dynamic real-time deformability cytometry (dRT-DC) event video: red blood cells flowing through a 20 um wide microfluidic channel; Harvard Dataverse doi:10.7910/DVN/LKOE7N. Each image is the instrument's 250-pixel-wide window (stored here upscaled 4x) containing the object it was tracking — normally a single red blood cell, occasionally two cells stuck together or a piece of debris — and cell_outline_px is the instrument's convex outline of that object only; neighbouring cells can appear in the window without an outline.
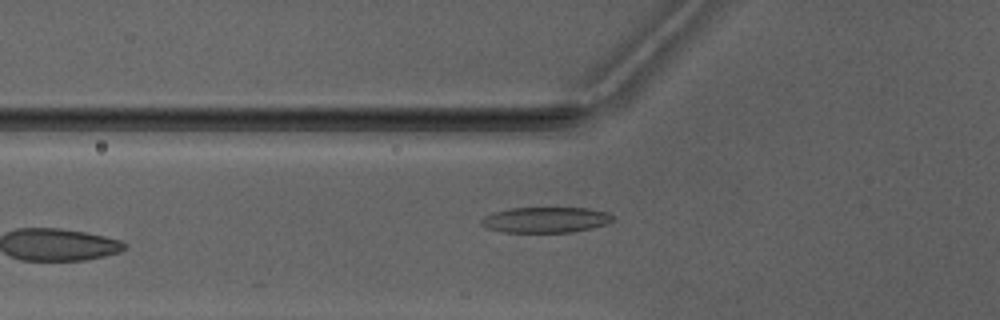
{"species": "Egyptian fruit bat (a non-hibernating species)", "species_latin": "Rousettus aegyptiacus", "temperature_condition": "warm", "stored_images_in_passage": 3, "camera_frame_rate_fps": 3000, "um_per_image_px": 0.085, "animal": {"sex": "male"}, "frame": {"image": 1, "passage_image": 3, "time_ms": 2.333, "image_size_px": [1000, 320], "cell_outline_px": [[616, 216], [608, 224], [592, 228], [572, 232], [504, 232], [488, 228], [480, 224], [480, 220], [484, 216], [492, 212], [508, 208], [588, 208], [608, 212]], "centroid_in_image_um": [46.39, 18.68], "position_along_channel_um": 79.4, "area_um2": 19.83}}